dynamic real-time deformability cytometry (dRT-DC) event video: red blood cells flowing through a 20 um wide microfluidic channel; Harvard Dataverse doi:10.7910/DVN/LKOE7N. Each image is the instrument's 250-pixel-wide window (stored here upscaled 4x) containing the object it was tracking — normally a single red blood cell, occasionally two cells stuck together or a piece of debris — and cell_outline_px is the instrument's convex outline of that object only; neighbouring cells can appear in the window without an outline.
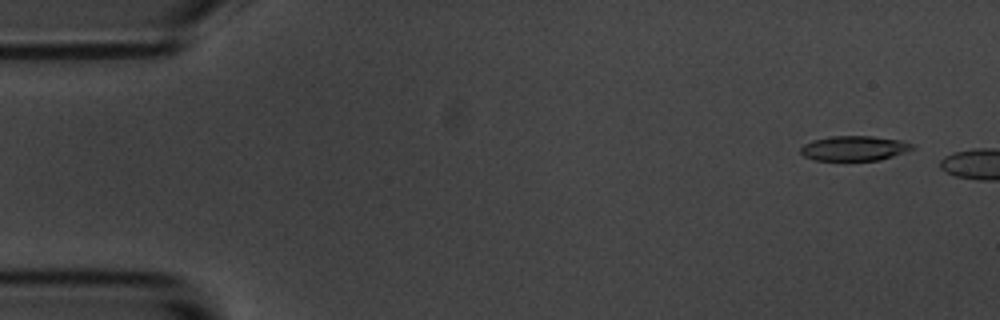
{"species": "common noctule bat (a hibernating species)", "species_latin": "Nyctalus noctula", "temperature_condition": "room temperature", "stored_images_in_passage": 3, "camera_frame_rate_fps": 3000, "um_per_image_px": 0.085, "animal": {"sex": "male", "body_mass_g": 20.1, "forearm_length_mm": 53.5}, "frame": {"image": 1, "passage_image": 2, "time_ms": 1.0, "image_size_px": [1000, 320], "cell_outline_px": [[916, 148], [880, 160], [816, 160], [804, 156], [800, 152], [800, 148], [804, 144], [812, 140], [832, 136], [872, 136], [900, 140], [912, 144]], "centroid_in_image_um": [72.6, 12.6], "position_along_channel_um": 12.4, "area_um2": 16.07}}